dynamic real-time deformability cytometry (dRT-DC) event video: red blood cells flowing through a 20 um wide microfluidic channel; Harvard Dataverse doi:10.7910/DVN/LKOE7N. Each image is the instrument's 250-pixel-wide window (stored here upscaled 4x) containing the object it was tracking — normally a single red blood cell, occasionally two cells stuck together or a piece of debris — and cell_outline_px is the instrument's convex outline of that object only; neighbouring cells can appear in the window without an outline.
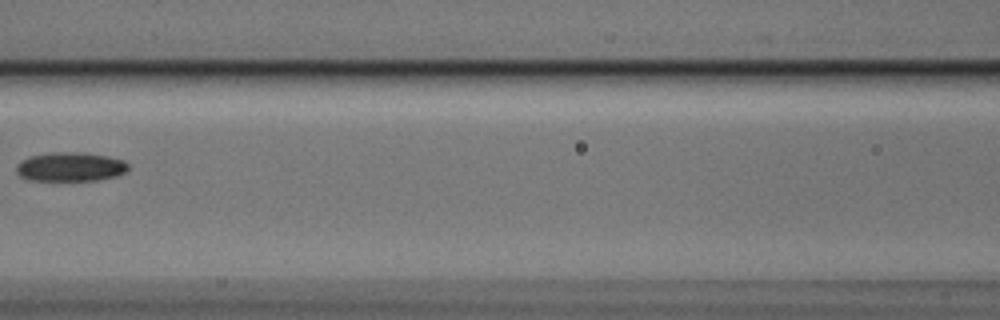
{"species": "Egyptian fruit bat (a non-hibernating species)", "species_latin": "Rousettus aegyptiacus", "temperature_condition": "cold", "stored_images_in_passage": 4, "camera_frame_rate_fps": 3000, "um_per_image_px": 0.085, "animal": {"sex": "male"}, "frame": {"image": 1, "passage_image": 4, "time_ms": 1.0, "image_size_px": [1000, 320], "cell_outline_px": [[128, 168], [124, 172], [116, 176], [100, 180], [28, 180], [20, 176], [16, 172], [16, 164], [20, 160], [28, 156], [52, 152], [84, 152], [108, 156], [124, 160], [128, 164]], "centroid_in_image_um": [5.95, 14.17], "position_along_channel_um": 160.6, "area_um2": 19.19}}